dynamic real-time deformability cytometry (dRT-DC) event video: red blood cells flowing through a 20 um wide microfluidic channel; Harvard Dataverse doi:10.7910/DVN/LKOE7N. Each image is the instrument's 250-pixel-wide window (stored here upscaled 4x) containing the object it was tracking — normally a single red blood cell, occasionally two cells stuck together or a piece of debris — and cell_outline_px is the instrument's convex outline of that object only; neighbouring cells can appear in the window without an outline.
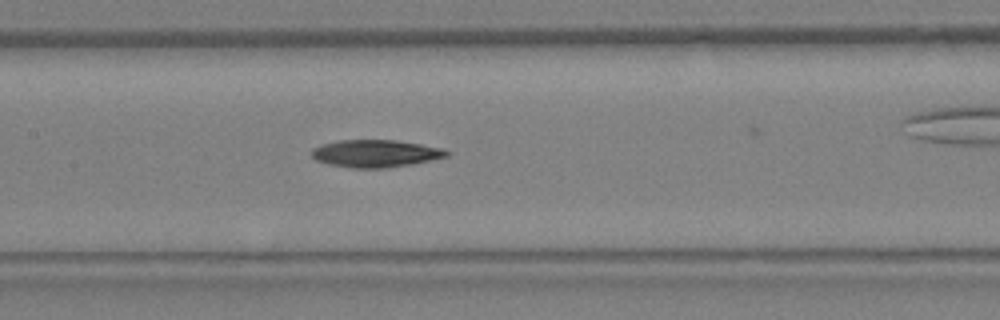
{"species": "Egyptian fruit bat (a non-hibernating species)", "species_latin": "Rousettus aegyptiacus", "temperature_condition": "warm", "stored_images_in_passage": 14, "camera_frame_rate_fps": 3000, "um_per_image_px": 0.085, "animal": {"sex": "female"}, "frame": {"image": 1, "passage_image": 8, "time_ms": 2.333, "image_size_px": [1000, 320], "cell_outline_px": [[448, 156], [412, 164], [384, 168], [352, 168], [328, 164], [316, 160], [312, 156], [312, 148], [324, 144], [340, 140], [396, 140], [420, 144], [440, 148], [448, 152]], "centroid_in_image_um": [31.89, 13.05], "position_along_channel_um": 175.5, "area_um2": 21.33}}
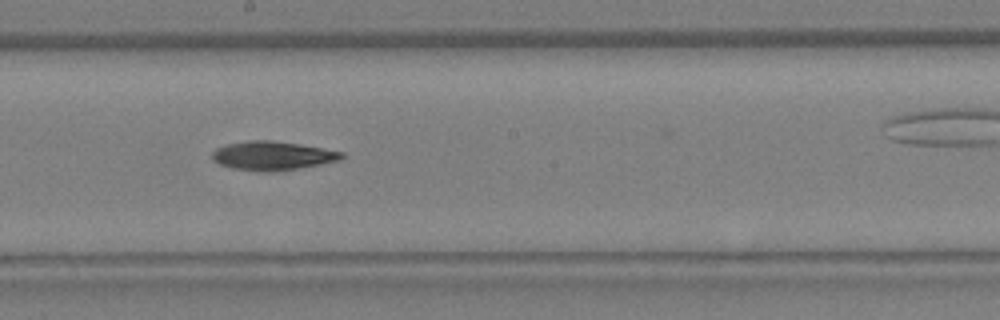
{"frame": {"image": 2, "passage_image": 10, "time_ms": 3.0, "image_size_px": [1000, 320], "cell_outline_px": [[344, 156], [340, 160], [320, 164], [296, 168], [232, 168], [220, 164], [212, 156], [212, 152], [216, 148], [228, 144], [248, 140], [272, 140], [300, 144], [344, 152]], "centroid_in_image_um": [23.2, 13.17], "position_along_channel_um": 225.0, "area_um2": 20.52}}